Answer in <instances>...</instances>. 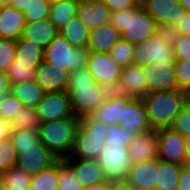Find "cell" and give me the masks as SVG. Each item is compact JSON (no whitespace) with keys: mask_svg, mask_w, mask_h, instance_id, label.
Here are the masks:
<instances>
[{"mask_svg":"<svg viewBox=\"0 0 190 190\" xmlns=\"http://www.w3.org/2000/svg\"><path fill=\"white\" fill-rule=\"evenodd\" d=\"M110 92L106 87L94 82L87 67L70 72L66 93L75 116L81 118L92 115Z\"/></svg>","mask_w":190,"mask_h":190,"instance_id":"1","label":"cell"},{"mask_svg":"<svg viewBox=\"0 0 190 190\" xmlns=\"http://www.w3.org/2000/svg\"><path fill=\"white\" fill-rule=\"evenodd\" d=\"M153 130L169 128L188 102V93L181 89L148 93L142 99Z\"/></svg>","mask_w":190,"mask_h":190,"instance_id":"2","label":"cell"},{"mask_svg":"<svg viewBox=\"0 0 190 190\" xmlns=\"http://www.w3.org/2000/svg\"><path fill=\"white\" fill-rule=\"evenodd\" d=\"M110 24L117 29L121 38L132 45L145 42L160 29L156 21L139 5L138 7L113 11Z\"/></svg>","mask_w":190,"mask_h":190,"instance_id":"3","label":"cell"},{"mask_svg":"<svg viewBox=\"0 0 190 190\" xmlns=\"http://www.w3.org/2000/svg\"><path fill=\"white\" fill-rule=\"evenodd\" d=\"M78 116L40 124L39 141L56 157L65 160L70 157L79 128Z\"/></svg>","mask_w":190,"mask_h":190,"instance_id":"4","label":"cell"},{"mask_svg":"<svg viewBox=\"0 0 190 190\" xmlns=\"http://www.w3.org/2000/svg\"><path fill=\"white\" fill-rule=\"evenodd\" d=\"M109 131V125L91 115L81 117L72 153L67 159H97Z\"/></svg>","mask_w":190,"mask_h":190,"instance_id":"5","label":"cell"},{"mask_svg":"<svg viewBox=\"0 0 190 190\" xmlns=\"http://www.w3.org/2000/svg\"><path fill=\"white\" fill-rule=\"evenodd\" d=\"M155 64L175 63V54L168 31L160 29L145 42L134 45L133 64L144 67Z\"/></svg>","mask_w":190,"mask_h":190,"instance_id":"6","label":"cell"},{"mask_svg":"<svg viewBox=\"0 0 190 190\" xmlns=\"http://www.w3.org/2000/svg\"><path fill=\"white\" fill-rule=\"evenodd\" d=\"M44 53V61L51 63V66L72 72L87 67L90 51L87 47L75 48L58 34L44 49Z\"/></svg>","mask_w":190,"mask_h":190,"instance_id":"7","label":"cell"},{"mask_svg":"<svg viewBox=\"0 0 190 190\" xmlns=\"http://www.w3.org/2000/svg\"><path fill=\"white\" fill-rule=\"evenodd\" d=\"M97 160L103 169V175L106 180L118 181L127 179L132 166L128 147L110 146L104 142Z\"/></svg>","mask_w":190,"mask_h":190,"instance_id":"8","label":"cell"},{"mask_svg":"<svg viewBox=\"0 0 190 190\" xmlns=\"http://www.w3.org/2000/svg\"><path fill=\"white\" fill-rule=\"evenodd\" d=\"M87 68L94 78V82L114 91L121 76L122 68L108 53L90 52Z\"/></svg>","mask_w":190,"mask_h":190,"instance_id":"9","label":"cell"},{"mask_svg":"<svg viewBox=\"0 0 190 190\" xmlns=\"http://www.w3.org/2000/svg\"><path fill=\"white\" fill-rule=\"evenodd\" d=\"M140 4L156 21L159 29L165 31L172 28L185 12L178 0H140Z\"/></svg>","mask_w":190,"mask_h":190,"instance_id":"10","label":"cell"},{"mask_svg":"<svg viewBox=\"0 0 190 190\" xmlns=\"http://www.w3.org/2000/svg\"><path fill=\"white\" fill-rule=\"evenodd\" d=\"M159 160L183 165L187 163L185 137L172 128L157 129Z\"/></svg>","mask_w":190,"mask_h":190,"instance_id":"11","label":"cell"},{"mask_svg":"<svg viewBox=\"0 0 190 190\" xmlns=\"http://www.w3.org/2000/svg\"><path fill=\"white\" fill-rule=\"evenodd\" d=\"M41 123L74 117L69 95L66 92H46L36 106Z\"/></svg>","mask_w":190,"mask_h":190,"instance_id":"12","label":"cell"},{"mask_svg":"<svg viewBox=\"0 0 190 190\" xmlns=\"http://www.w3.org/2000/svg\"><path fill=\"white\" fill-rule=\"evenodd\" d=\"M144 69L138 64L122 68L121 76L114 89L118 95L130 96L133 99H143L148 94V84Z\"/></svg>","mask_w":190,"mask_h":190,"instance_id":"13","label":"cell"},{"mask_svg":"<svg viewBox=\"0 0 190 190\" xmlns=\"http://www.w3.org/2000/svg\"><path fill=\"white\" fill-rule=\"evenodd\" d=\"M56 161V157L39 141L35 147L21 148L17 153L16 167L33 176Z\"/></svg>","mask_w":190,"mask_h":190,"instance_id":"14","label":"cell"},{"mask_svg":"<svg viewBox=\"0 0 190 190\" xmlns=\"http://www.w3.org/2000/svg\"><path fill=\"white\" fill-rule=\"evenodd\" d=\"M148 84V93L177 89L175 63L155 64L143 67Z\"/></svg>","mask_w":190,"mask_h":190,"instance_id":"15","label":"cell"},{"mask_svg":"<svg viewBox=\"0 0 190 190\" xmlns=\"http://www.w3.org/2000/svg\"><path fill=\"white\" fill-rule=\"evenodd\" d=\"M70 71L43 61L36 69L35 81L45 92H66Z\"/></svg>","mask_w":190,"mask_h":190,"instance_id":"16","label":"cell"},{"mask_svg":"<svg viewBox=\"0 0 190 190\" xmlns=\"http://www.w3.org/2000/svg\"><path fill=\"white\" fill-rule=\"evenodd\" d=\"M132 99L130 96L118 95L111 91L91 116L109 126L119 125L123 122V109Z\"/></svg>","mask_w":190,"mask_h":190,"instance_id":"17","label":"cell"},{"mask_svg":"<svg viewBox=\"0 0 190 190\" xmlns=\"http://www.w3.org/2000/svg\"><path fill=\"white\" fill-rule=\"evenodd\" d=\"M128 132L139 135L153 130L142 99H132L123 109V122L119 124Z\"/></svg>","mask_w":190,"mask_h":190,"instance_id":"18","label":"cell"},{"mask_svg":"<svg viewBox=\"0 0 190 190\" xmlns=\"http://www.w3.org/2000/svg\"><path fill=\"white\" fill-rule=\"evenodd\" d=\"M159 158L132 163L126 181L134 190H156V172Z\"/></svg>","mask_w":190,"mask_h":190,"instance_id":"19","label":"cell"},{"mask_svg":"<svg viewBox=\"0 0 190 190\" xmlns=\"http://www.w3.org/2000/svg\"><path fill=\"white\" fill-rule=\"evenodd\" d=\"M132 163L144 162L158 158V134L151 130L133 137L128 146Z\"/></svg>","mask_w":190,"mask_h":190,"instance_id":"20","label":"cell"},{"mask_svg":"<svg viewBox=\"0 0 190 190\" xmlns=\"http://www.w3.org/2000/svg\"><path fill=\"white\" fill-rule=\"evenodd\" d=\"M112 12L105 4L95 1L79 0L76 17L91 31L110 23Z\"/></svg>","mask_w":190,"mask_h":190,"instance_id":"21","label":"cell"},{"mask_svg":"<svg viewBox=\"0 0 190 190\" xmlns=\"http://www.w3.org/2000/svg\"><path fill=\"white\" fill-rule=\"evenodd\" d=\"M64 161L72 168L75 178L84 188L106 180L97 159H65Z\"/></svg>","mask_w":190,"mask_h":190,"instance_id":"22","label":"cell"},{"mask_svg":"<svg viewBox=\"0 0 190 190\" xmlns=\"http://www.w3.org/2000/svg\"><path fill=\"white\" fill-rule=\"evenodd\" d=\"M25 24L23 12L9 5L0 7V38L19 39Z\"/></svg>","mask_w":190,"mask_h":190,"instance_id":"23","label":"cell"},{"mask_svg":"<svg viewBox=\"0 0 190 190\" xmlns=\"http://www.w3.org/2000/svg\"><path fill=\"white\" fill-rule=\"evenodd\" d=\"M121 34L110 23L89 31L87 49L90 52L109 53L120 40Z\"/></svg>","mask_w":190,"mask_h":190,"instance_id":"24","label":"cell"},{"mask_svg":"<svg viewBox=\"0 0 190 190\" xmlns=\"http://www.w3.org/2000/svg\"><path fill=\"white\" fill-rule=\"evenodd\" d=\"M59 34L57 28L51 23L49 18L26 22L22 37L33 41L44 49Z\"/></svg>","mask_w":190,"mask_h":190,"instance_id":"25","label":"cell"},{"mask_svg":"<svg viewBox=\"0 0 190 190\" xmlns=\"http://www.w3.org/2000/svg\"><path fill=\"white\" fill-rule=\"evenodd\" d=\"M44 48L22 36L16 40V65L29 66L37 69L44 61Z\"/></svg>","mask_w":190,"mask_h":190,"instance_id":"26","label":"cell"},{"mask_svg":"<svg viewBox=\"0 0 190 190\" xmlns=\"http://www.w3.org/2000/svg\"><path fill=\"white\" fill-rule=\"evenodd\" d=\"M9 92L15 96L24 107H36L42 101L46 93L35 80L22 81L11 85Z\"/></svg>","mask_w":190,"mask_h":190,"instance_id":"27","label":"cell"},{"mask_svg":"<svg viewBox=\"0 0 190 190\" xmlns=\"http://www.w3.org/2000/svg\"><path fill=\"white\" fill-rule=\"evenodd\" d=\"M79 0H62L52 2L49 19L59 31L73 17H76Z\"/></svg>","mask_w":190,"mask_h":190,"instance_id":"28","label":"cell"},{"mask_svg":"<svg viewBox=\"0 0 190 190\" xmlns=\"http://www.w3.org/2000/svg\"><path fill=\"white\" fill-rule=\"evenodd\" d=\"M181 165L160 160L156 172V190H176L179 184Z\"/></svg>","mask_w":190,"mask_h":190,"instance_id":"29","label":"cell"},{"mask_svg":"<svg viewBox=\"0 0 190 190\" xmlns=\"http://www.w3.org/2000/svg\"><path fill=\"white\" fill-rule=\"evenodd\" d=\"M59 34L75 48H85L88 45L89 30L77 17H73L62 27Z\"/></svg>","mask_w":190,"mask_h":190,"instance_id":"30","label":"cell"},{"mask_svg":"<svg viewBox=\"0 0 190 190\" xmlns=\"http://www.w3.org/2000/svg\"><path fill=\"white\" fill-rule=\"evenodd\" d=\"M59 160L32 176L30 190H58Z\"/></svg>","mask_w":190,"mask_h":190,"instance_id":"31","label":"cell"},{"mask_svg":"<svg viewBox=\"0 0 190 190\" xmlns=\"http://www.w3.org/2000/svg\"><path fill=\"white\" fill-rule=\"evenodd\" d=\"M8 190H30L32 175L14 166L0 173Z\"/></svg>","mask_w":190,"mask_h":190,"instance_id":"32","label":"cell"},{"mask_svg":"<svg viewBox=\"0 0 190 190\" xmlns=\"http://www.w3.org/2000/svg\"><path fill=\"white\" fill-rule=\"evenodd\" d=\"M41 124L36 107H24L10 123L11 130L38 131Z\"/></svg>","mask_w":190,"mask_h":190,"instance_id":"33","label":"cell"},{"mask_svg":"<svg viewBox=\"0 0 190 190\" xmlns=\"http://www.w3.org/2000/svg\"><path fill=\"white\" fill-rule=\"evenodd\" d=\"M108 54L119 67L124 68L133 64L134 45L120 38Z\"/></svg>","mask_w":190,"mask_h":190,"instance_id":"34","label":"cell"},{"mask_svg":"<svg viewBox=\"0 0 190 190\" xmlns=\"http://www.w3.org/2000/svg\"><path fill=\"white\" fill-rule=\"evenodd\" d=\"M9 138L17 153L21 148L35 147L39 142L38 131L35 130H11Z\"/></svg>","mask_w":190,"mask_h":190,"instance_id":"35","label":"cell"},{"mask_svg":"<svg viewBox=\"0 0 190 190\" xmlns=\"http://www.w3.org/2000/svg\"><path fill=\"white\" fill-rule=\"evenodd\" d=\"M85 188L75 178L72 168L59 160L58 190H84Z\"/></svg>","mask_w":190,"mask_h":190,"instance_id":"36","label":"cell"},{"mask_svg":"<svg viewBox=\"0 0 190 190\" xmlns=\"http://www.w3.org/2000/svg\"><path fill=\"white\" fill-rule=\"evenodd\" d=\"M51 2L49 0H34L23 14L26 22H35L49 18Z\"/></svg>","mask_w":190,"mask_h":190,"instance_id":"37","label":"cell"},{"mask_svg":"<svg viewBox=\"0 0 190 190\" xmlns=\"http://www.w3.org/2000/svg\"><path fill=\"white\" fill-rule=\"evenodd\" d=\"M9 85H14L22 81H32L36 77V69L29 66L16 65L13 63L6 71Z\"/></svg>","mask_w":190,"mask_h":190,"instance_id":"38","label":"cell"},{"mask_svg":"<svg viewBox=\"0 0 190 190\" xmlns=\"http://www.w3.org/2000/svg\"><path fill=\"white\" fill-rule=\"evenodd\" d=\"M17 152L11 139L0 140V173L16 166Z\"/></svg>","mask_w":190,"mask_h":190,"instance_id":"39","label":"cell"},{"mask_svg":"<svg viewBox=\"0 0 190 190\" xmlns=\"http://www.w3.org/2000/svg\"><path fill=\"white\" fill-rule=\"evenodd\" d=\"M135 135L131 132H128L123 127L119 125H111L110 131L105 136V143L107 145H116L121 147H128L132 142Z\"/></svg>","mask_w":190,"mask_h":190,"instance_id":"40","label":"cell"},{"mask_svg":"<svg viewBox=\"0 0 190 190\" xmlns=\"http://www.w3.org/2000/svg\"><path fill=\"white\" fill-rule=\"evenodd\" d=\"M23 108V104L9 92L4 100L0 102V119L10 124Z\"/></svg>","mask_w":190,"mask_h":190,"instance_id":"41","label":"cell"},{"mask_svg":"<svg viewBox=\"0 0 190 190\" xmlns=\"http://www.w3.org/2000/svg\"><path fill=\"white\" fill-rule=\"evenodd\" d=\"M16 40L0 38V70L6 72L14 63Z\"/></svg>","mask_w":190,"mask_h":190,"instance_id":"42","label":"cell"},{"mask_svg":"<svg viewBox=\"0 0 190 190\" xmlns=\"http://www.w3.org/2000/svg\"><path fill=\"white\" fill-rule=\"evenodd\" d=\"M175 77L178 89L190 92V60L175 62Z\"/></svg>","mask_w":190,"mask_h":190,"instance_id":"43","label":"cell"},{"mask_svg":"<svg viewBox=\"0 0 190 190\" xmlns=\"http://www.w3.org/2000/svg\"><path fill=\"white\" fill-rule=\"evenodd\" d=\"M179 132L182 136H190V102L182 108L180 113L175 117L174 123L170 127Z\"/></svg>","mask_w":190,"mask_h":190,"instance_id":"44","label":"cell"},{"mask_svg":"<svg viewBox=\"0 0 190 190\" xmlns=\"http://www.w3.org/2000/svg\"><path fill=\"white\" fill-rule=\"evenodd\" d=\"M176 61L190 60V36L171 37Z\"/></svg>","mask_w":190,"mask_h":190,"instance_id":"45","label":"cell"},{"mask_svg":"<svg viewBox=\"0 0 190 190\" xmlns=\"http://www.w3.org/2000/svg\"><path fill=\"white\" fill-rule=\"evenodd\" d=\"M168 32L171 37L190 36V11L185 10L183 16Z\"/></svg>","mask_w":190,"mask_h":190,"instance_id":"46","label":"cell"},{"mask_svg":"<svg viewBox=\"0 0 190 190\" xmlns=\"http://www.w3.org/2000/svg\"><path fill=\"white\" fill-rule=\"evenodd\" d=\"M139 5H141L140 0H108L106 4L111 12L138 7Z\"/></svg>","mask_w":190,"mask_h":190,"instance_id":"47","label":"cell"},{"mask_svg":"<svg viewBox=\"0 0 190 190\" xmlns=\"http://www.w3.org/2000/svg\"><path fill=\"white\" fill-rule=\"evenodd\" d=\"M176 190H190V164L181 165L179 184Z\"/></svg>","mask_w":190,"mask_h":190,"instance_id":"48","label":"cell"},{"mask_svg":"<svg viewBox=\"0 0 190 190\" xmlns=\"http://www.w3.org/2000/svg\"><path fill=\"white\" fill-rule=\"evenodd\" d=\"M9 89L10 85L6 72L0 70V102H2L4 98L8 95Z\"/></svg>","mask_w":190,"mask_h":190,"instance_id":"49","label":"cell"},{"mask_svg":"<svg viewBox=\"0 0 190 190\" xmlns=\"http://www.w3.org/2000/svg\"><path fill=\"white\" fill-rule=\"evenodd\" d=\"M32 1L34 0H11L9 6L14 7L24 13L27 9H29Z\"/></svg>","mask_w":190,"mask_h":190,"instance_id":"50","label":"cell"},{"mask_svg":"<svg viewBox=\"0 0 190 190\" xmlns=\"http://www.w3.org/2000/svg\"><path fill=\"white\" fill-rule=\"evenodd\" d=\"M111 190H134L126 180L111 181Z\"/></svg>","mask_w":190,"mask_h":190,"instance_id":"51","label":"cell"},{"mask_svg":"<svg viewBox=\"0 0 190 190\" xmlns=\"http://www.w3.org/2000/svg\"><path fill=\"white\" fill-rule=\"evenodd\" d=\"M84 190H111V181L104 180L92 186L86 187Z\"/></svg>","mask_w":190,"mask_h":190,"instance_id":"52","label":"cell"},{"mask_svg":"<svg viewBox=\"0 0 190 190\" xmlns=\"http://www.w3.org/2000/svg\"><path fill=\"white\" fill-rule=\"evenodd\" d=\"M11 126L8 122L0 119V140L8 138L10 135Z\"/></svg>","mask_w":190,"mask_h":190,"instance_id":"53","label":"cell"},{"mask_svg":"<svg viewBox=\"0 0 190 190\" xmlns=\"http://www.w3.org/2000/svg\"><path fill=\"white\" fill-rule=\"evenodd\" d=\"M185 143H186L187 163L190 164V136L185 137Z\"/></svg>","mask_w":190,"mask_h":190,"instance_id":"54","label":"cell"},{"mask_svg":"<svg viewBox=\"0 0 190 190\" xmlns=\"http://www.w3.org/2000/svg\"><path fill=\"white\" fill-rule=\"evenodd\" d=\"M185 10L190 11V0H178Z\"/></svg>","mask_w":190,"mask_h":190,"instance_id":"55","label":"cell"},{"mask_svg":"<svg viewBox=\"0 0 190 190\" xmlns=\"http://www.w3.org/2000/svg\"><path fill=\"white\" fill-rule=\"evenodd\" d=\"M11 0H0V7L7 6Z\"/></svg>","mask_w":190,"mask_h":190,"instance_id":"56","label":"cell"},{"mask_svg":"<svg viewBox=\"0 0 190 190\" xmlns=\"http://www.w3.org/2000/svg\"><path fill=\"white\" fill-rule=\"evenodd\" d=\"M0 190H8L1 177H0Z\"/></svg>","mask_w":190,"mask_h":190,"instance_id":"57","label":"cell"},{"mask_svg":"<svg viewBox=\"0 0 190 190\" xmlns=\"http://www.w3.org/2000/svg\"><path fill=\"white\" fill-rule=\"evenodd\" d=\"M89 1H95V2H98V3L106 5L108 0H89Z\"/></svg>","mask_w":190,"mask_h":190,"instance_id":"58","label":"cell"},{"mask_svg":"<svg viewBox=\"0 0 190 190\" xmlns=\"http://www.w3.org/2000/svg\"><path fill=\"white\" fill-rule=\"evenodd\" d=\"M49 1L52 3V2L62 1V0H49Z\"/></svg>","mask_w":190,"mask_h":190,"instance_id":"59","label":"cell"},{"mask_svg":"<svg viewBox=\"0 0 190 190\" xmlns=\"http://www.w3.org/2000/svg\"><path fill=\"white\" fill-rule=\"evenodd\" d=\"M188 101L190 102V92L188 93Z\"/></svg>","mask_w":190,"mask_h":190,"instance_id":"60","label":"cell"}]
</instances>
